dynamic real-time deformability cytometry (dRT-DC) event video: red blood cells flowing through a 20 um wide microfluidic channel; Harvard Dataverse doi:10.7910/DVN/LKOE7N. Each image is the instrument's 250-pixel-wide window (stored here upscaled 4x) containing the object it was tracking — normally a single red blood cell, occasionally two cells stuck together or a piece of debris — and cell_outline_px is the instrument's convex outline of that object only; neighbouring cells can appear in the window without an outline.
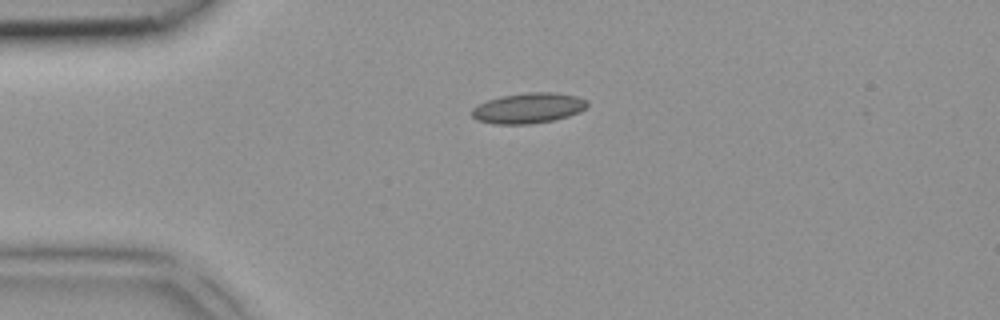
{"species": "common noctule bat (a hibernating species)", "species_latin": "Nyctalus noctula", "temperature_condition": "room temperature", "stored_images_in_passage": 3, "camera_frame_rate_fps": 3000, "um_per_image_px": 0.085, "animal": {"sex": "female", "body_mass_g": 18.4}, "frame": {"image": 1, "passage_image": 1, "time_ms": 0.0, "image_size_px": [1000, 320], "cell_outline_px": [[588, 104], [580, 112], [568, 116], [552, 120], [528, 124], [492, 124], [476, 120], [472, 116], [472, 108], [488, 100], [500, 96], [528, 92], [556, 92], [576, 96], [588, 100]], "centroid_in_image_um": [44.91, 9.18], "position_along_channel_um": 40.1, "area_um2": 20.46}}